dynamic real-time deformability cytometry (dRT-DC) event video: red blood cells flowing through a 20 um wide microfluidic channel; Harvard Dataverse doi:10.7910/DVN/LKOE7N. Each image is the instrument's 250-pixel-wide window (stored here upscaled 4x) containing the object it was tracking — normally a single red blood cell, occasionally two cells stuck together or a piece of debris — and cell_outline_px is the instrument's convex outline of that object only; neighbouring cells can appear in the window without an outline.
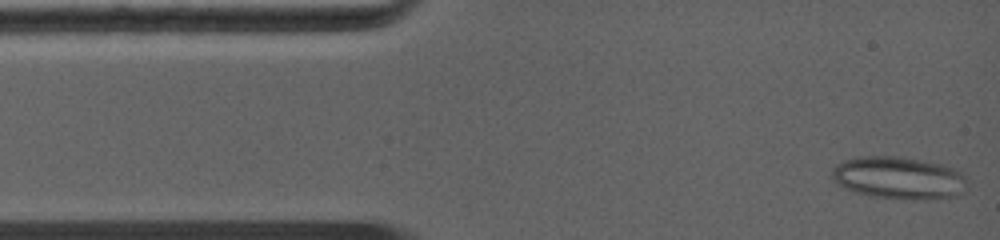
{"species": "common noctule bat (a hibernating species)", "species_latin": "Nyctalus noctula", "temperature_condition": "warm", "stored_images_in_passage": 58, "camera_frame_rate_fps": 5000, "um_per_image_px": 0.085, "animal": {"sex": "female", "body_mass_g": 19.0, "forearm_length_mm": 56.7}, "frame": {"image": 1, "passage_image": 1, "time_ms": 0.0, "image_size_px": [1000, 240], "cell_outline_px": [[964, 192], [960, 196], [880, 196], [860, 192], [836, 184], [832, 176], [832, 168], [836, 164], [852, 156], [912, 156], [948, 164], [960, 172], [964, 176]], "centroid_in_image_um": [76.38, 15.0], "position_along_channel_um": 8.6, "area_um2": 32.6}}
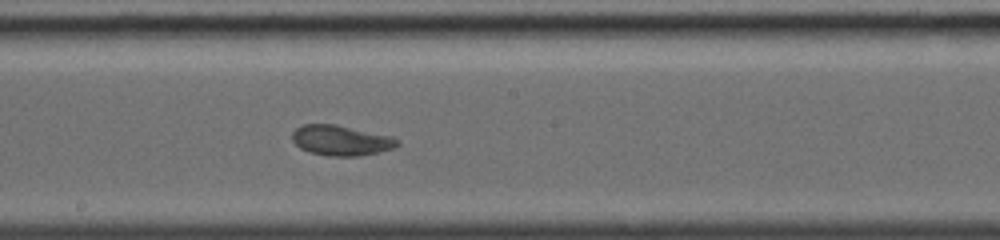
{"frame": {"image": 2, "passage_image": 32, "time_ms": 6.2, "image_size_px": [1000, 240], "cell_outline_px": [[400, 144], [392, 148], [380, 152], [360, 156], [328, 156], [308, 152], [300, 148], [292, 140], [292, 132], [296, 128], [304, 124], [336, 124], [392, 136], [400, 140]], "centroid_in_image_um": [28.99, 11.93], "position_along_channel_um": 219.2, "area_um2": 18.73}}
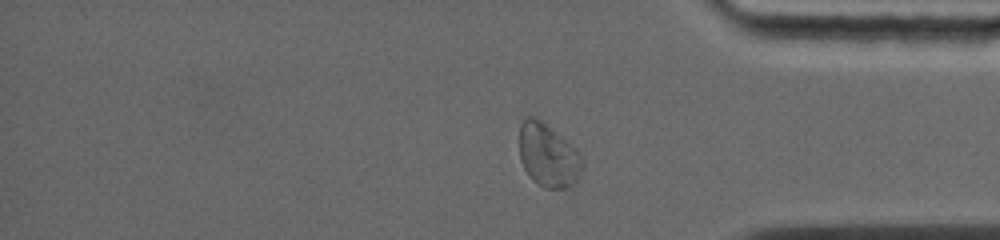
{"frame": {"image": 3, "passage_image": 52, "time_ms": 10.2, "image_size_px": [1000, 240], "cell_outline_px": [[584, 164], [576, 180], [572, 184], [564, 188], [544, 188], [532, 180], [524, 168], [520, 160], [520, 124], [528, 116], [536, 116], [576, 148]], "centroid_in_image_um": [46.57, 13.2], "position_along_channel_um": 388.6, "area_um2": 23.06}, "authors_computed_cell_mechanics": {"area_um2": 19.1318, "velocity_mm_per_s": 4.475, "shape_relaxation_time_tau1_ms": null, "shape_relaxation_time_tau2_ms": 1.1284, "deformation_change_tau1": null, "deformation_change_tau2": 0.0636}}